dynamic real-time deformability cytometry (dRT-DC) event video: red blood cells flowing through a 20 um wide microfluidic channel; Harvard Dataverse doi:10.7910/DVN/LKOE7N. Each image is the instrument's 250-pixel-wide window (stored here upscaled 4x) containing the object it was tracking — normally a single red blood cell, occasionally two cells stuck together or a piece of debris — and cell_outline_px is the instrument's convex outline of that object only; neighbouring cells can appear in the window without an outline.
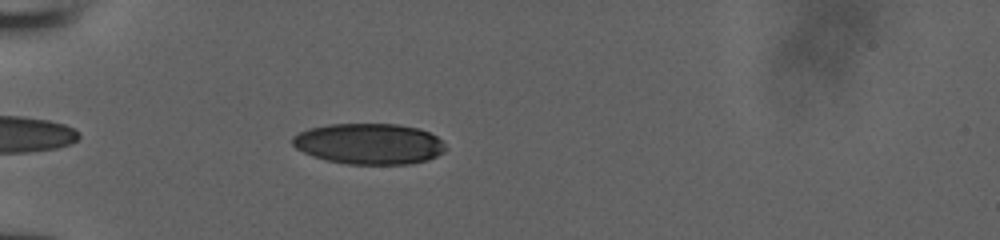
{"species": "human", "species_latin": "Homo sapiens", "temperature_condition": "room temperature", "stored_images_in_passage": 38, "camera_frame_rate_fps": 3000, "um_per_image_px": 0.085, "donor": {"sex": "male"}, "frame": {"image": 1, "passage_image": 4, "time_ms": 1.0, "image_size_px": [1000, 240], "cell_outline_px": [[444, 152], [428, 160], [412, 164], [348, 164], [328, 160], [312, 156], [296, 148], [292, 144], [292, 136], [308, 128], [328, 124], [396, 124], [420, 128], [436, 136], [444, 144]], "centroid_in_image_um": [31.36, 12.22], "position_along_channel_um": 53.6, "area_um2": 36.47}}
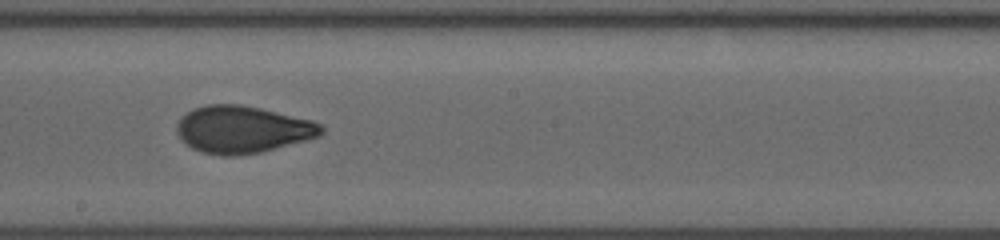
{"frame": {"image": 2, "passage_image": 18, "time_ms": 5.667, "image_size_px": [1000, 240], "cell_outline_px": [[324, 132], [320, 136], [260, 152], [236, 156], [220, 156], [200, 152], [192, 148], [180, 140], [176, 132], [176, 124], [188, 112], [196, 108], [208, 104], [240, 104], [260, 108], [312, 120], [324, 124]], "centroid_in_image_um": [20.61, 11.01], "position_along_channel_um": 227.6, "area_um2": 39.82}}
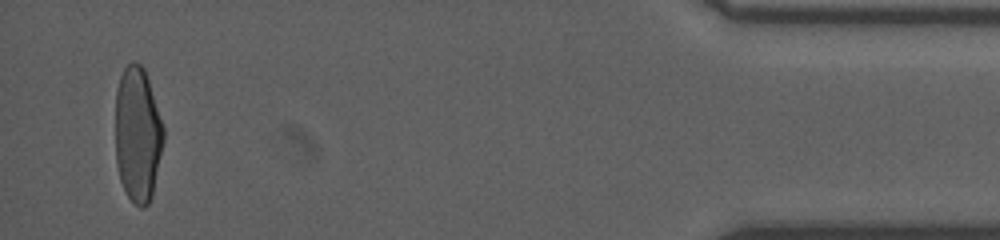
{"frame": {"image": 3, "passage_image": 37, "time_ms": 12.0, "image_size_px": [1000, 240], "cell_outline_px": [[164, 140], [152, 196], [148, 204], [144, 208], [140, 208], [128, 196], [120, 180], [116, 164], [116, 88], [120, 76], [124, 68], [132, 60], [136, 60], [144, 68], [164, 128]], "centroid_in_image_um": [11.69, 11.42], "position_along_channel_um": 423.5, "area_um2": 37.92}}